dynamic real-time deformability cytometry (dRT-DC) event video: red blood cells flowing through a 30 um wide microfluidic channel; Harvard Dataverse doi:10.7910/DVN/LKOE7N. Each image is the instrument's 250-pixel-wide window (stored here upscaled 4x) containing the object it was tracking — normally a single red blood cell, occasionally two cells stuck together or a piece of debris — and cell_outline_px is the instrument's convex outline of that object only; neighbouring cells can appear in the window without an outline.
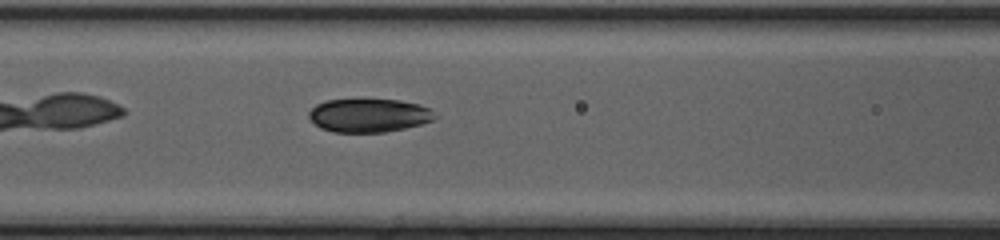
{"species": "common noctule bat (a hibernating species)", "species_latin": "Nyctalus noctula", "temperature_condition": "cold", "stored_images_in_passage": 10, "camera_frame_rate_fps": 3000, "um_per_image_px": 0.085, "animal": {"sex": "female", "body_mass_g": 20.0, "forearm_length_mm": 54.0}, "frame": {"image": 1, "passage_image": 9, "time_ms": 2.667, "image_size_px": [1000, 240], "cell_outline_px": [[436, 116], [432, 120], [420, 124], [404, 128], [384, 132], [332, 132], [320, 128], [308, 116], [308, 112], [316, 104], [328, 100], [400, 100], [420, 104], [428, 108]], "centroid_in_image_um": [31.33, 9.81], "position_along_channel_um": 135.3, "area_um2": 24.33}}